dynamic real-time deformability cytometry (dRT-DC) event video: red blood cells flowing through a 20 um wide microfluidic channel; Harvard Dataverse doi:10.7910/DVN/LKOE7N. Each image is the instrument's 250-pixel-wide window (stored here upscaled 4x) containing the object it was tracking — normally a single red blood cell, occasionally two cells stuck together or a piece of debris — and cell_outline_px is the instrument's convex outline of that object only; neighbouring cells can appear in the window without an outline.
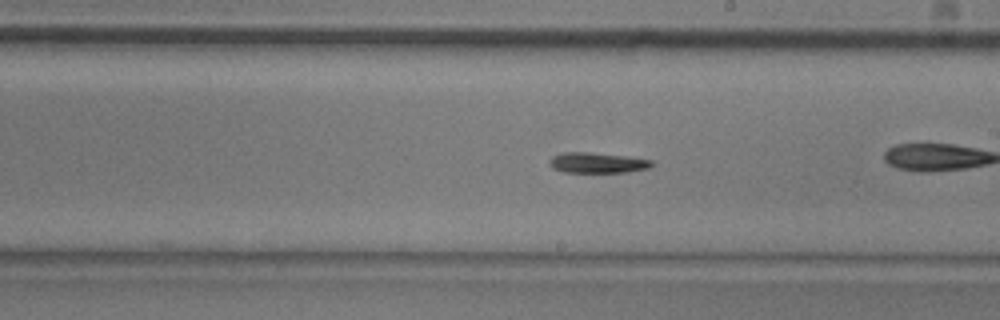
{"species": "common noctule bat (a hibernating species)", "species_latin": "Nyctalus noctula", "temperature_condition": "room temperature", "stored_images_in_passage": 42, "camera_frame_rate_fps": 3000, "um_per_image_px": 0.085, "animal": {"sex": "male", "body_mass_g": 20.5, "forearm_length_mm": 52.5}, "frame": {"image": 1, "passage_image": 30, "time_ms": 9.667, "image_size_px": [1000, 320], "cell_outline_px": [[656, 164], [648, 168], [628, 172], [564, 172], [552, 168], [548, 164], [548, 160], [552, 156], [564, 152], [588, 152], [628, 156], [652, 160]], "centroid_in_image_um": [50.77, 13.83], "position_along_channel_um": 238.2, "area_um2": 12.37}, "authors_computed_cell_mechanics": {"area_um2": 12.716, "velocity_mm_per_s": 3.8833, "shape_relaxation_time_tau1_ms": 3.0541, "shape_relaxation_time_tau2_ms": null, "deformation_change_tau1": 0.1379, "deformation_change_tau2": null}}